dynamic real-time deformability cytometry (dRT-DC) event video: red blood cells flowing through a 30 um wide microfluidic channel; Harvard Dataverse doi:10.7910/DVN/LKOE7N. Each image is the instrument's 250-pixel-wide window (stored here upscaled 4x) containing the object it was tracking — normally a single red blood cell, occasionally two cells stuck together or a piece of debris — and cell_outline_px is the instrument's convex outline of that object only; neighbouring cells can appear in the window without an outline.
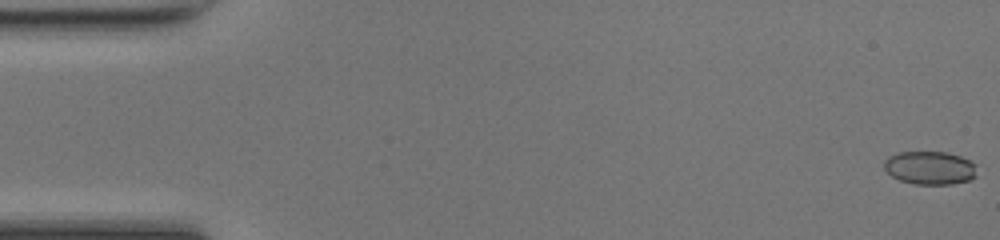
{"species": "common noctule bat (a hibernating species)", "species_latin": "Nyctalus noctula", "temperature_condition": "room temperature", "stored_images_in_passage": 49, "camera_frame_rate_fps": 3000, "um_per_image_px": 0.085, "animal": {"sex": "female", "body_mass_g": 17.0, "forearm_length_mm": 48.0}, "frame": {"image": 1, "passage_image": 1, "time_ms": 0.0, "image_size_px": [1000, 240], "cell_outline_px": [[976, 176], [968, 180], [952, 184], [916, 184], [900, 180], [892, 176], [884, 168], [884, 160], [888, 156], [900, 152], [948, 152], [960, 156], [976, 164]], "centroid_in_image_um": [79.04, 14.26], "position_along_channel_um": 6.0, "area_um2": 17.98}}
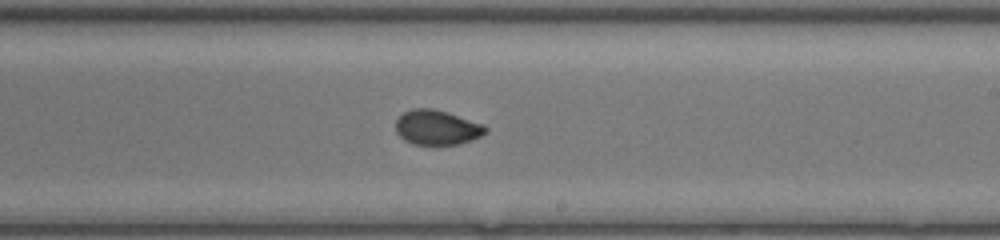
{"frame": {"image": 2, "passage_image": 29, "time_ms": 9.333, "image_size_px": [1000, 240], "cell_outline_px": [[488, 132], [480, 136], [460, 144], [412, 144], [404, 140], [396, 132], [396, 120], [404, 112], [412, 108], [432, 108], [448, 112], [484, 124], [488, 128]], "centroid_in_image_um": [37.15, 10.82], "position_along_channel_um": 251.8, "area_um2": 18.26}}
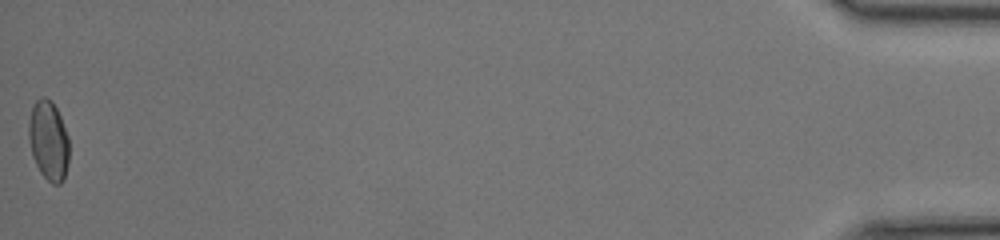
{"frame": {"image": 3, "passage_image": 49, "time_ms": 16.0, "image_size_px": [1000, 240], "cell_outline_px": [[68, 164], [64, 180], [60, 184], [52, 184], [40, 172], [32, 156], [28, 136], [28, 120], [32, 104], [40, 96], [44, 96], [52, 100], [60, 116], [68, 136]], "centroid_in_image_um": [4.11, 11.92], "position_along_channel_um": 431.1, "area_um2": 19.02}, "authors_computed_cell_mechanics": {"area_um2": 18.3226, "velocity_mm_per_s": 4.3078, "shape_relaxation_time_tau1_ms": null, "shape_relaxation_time_tau2_ms": 0.9863, "deformation_change_tau1": null, "deformation_change_tau2": 0.0411}}